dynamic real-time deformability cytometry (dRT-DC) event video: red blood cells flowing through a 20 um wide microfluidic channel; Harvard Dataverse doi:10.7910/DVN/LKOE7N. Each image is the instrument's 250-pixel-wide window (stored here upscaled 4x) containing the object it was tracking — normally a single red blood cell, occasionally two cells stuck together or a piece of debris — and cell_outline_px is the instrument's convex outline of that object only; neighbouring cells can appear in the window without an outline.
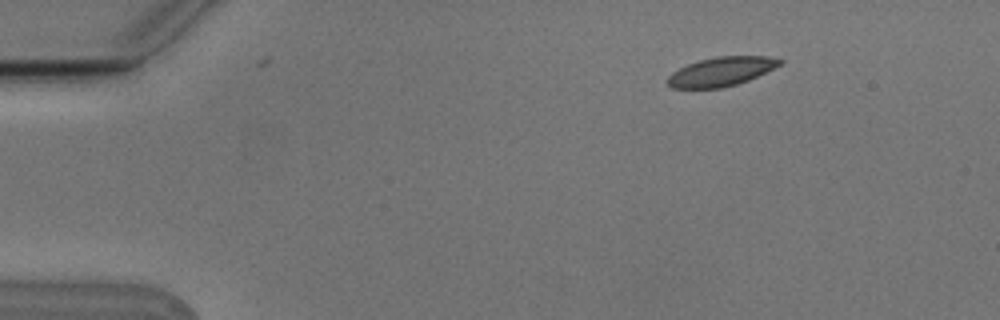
{"species": "Egyptian fruit bat (a non-hibernating species)", "species_latin": "Rousettus aegyptiacus", "temperature_condition": "cold", "stored_images_in_passage": 2, "camera_frame_rate_fps": 3000, "um_per_image_px": 0.085, "animal": {"sex": "male"}, "frame": {"image": 1, "passage_image": 2, "time_ms": 0.333, "image_size_px": [1000, 320], "cell_outline_px": [[784, 64], [748, 80], [736, 84], [720, 88], [672, 88], [668, 84], [668, 76], [672, 72], [688, 64], [700, 60], [716, 56], [768, 56], [784, 60]], "centroid_in_image_um": [61.34, 6.07], "position_along_channel_um": 23.7, "area_um2": 18.96}}